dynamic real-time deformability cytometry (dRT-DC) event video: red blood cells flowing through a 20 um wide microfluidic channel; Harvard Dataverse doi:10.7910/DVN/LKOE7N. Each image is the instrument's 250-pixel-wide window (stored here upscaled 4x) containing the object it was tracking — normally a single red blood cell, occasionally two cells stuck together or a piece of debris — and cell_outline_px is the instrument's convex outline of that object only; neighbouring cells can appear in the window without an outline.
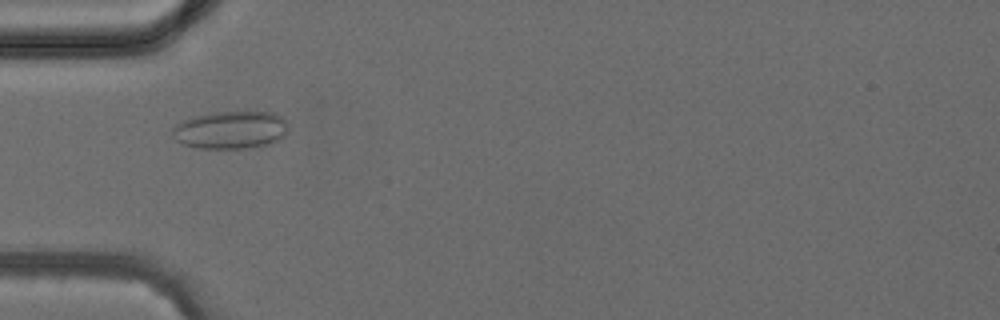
{"species": "common noctule bat (a hibernating species)", "species_latin": "Nyctalus noctula", "temperature_condition": "cold", "stored_images_in_passage": 5, "camera_frame_rate_fps": 3000, "um_per_image_px": 0.085, "animal": {"sex": "female", "body_mass_g": 24.6, "forearm_length_mm": 56.2}, "frame": {"image": 1, "passage_image": 4, "time_ms": 4.333, "image_size_px": [1000, 320], "cell_outline_px": [[288, 132], [280, 140], [268, 144], [248, 148], [200, 148], [184, 144], [176, 140], [172, 136], [172, 128], [176, 124], [192, 116], [212, 112], [272, 112], [280, 116], [288, 124]], "centroid_in_image_um": [19.61, 11.04], "position_along_channel_um": 65.4, "area_um2": 25.61}}